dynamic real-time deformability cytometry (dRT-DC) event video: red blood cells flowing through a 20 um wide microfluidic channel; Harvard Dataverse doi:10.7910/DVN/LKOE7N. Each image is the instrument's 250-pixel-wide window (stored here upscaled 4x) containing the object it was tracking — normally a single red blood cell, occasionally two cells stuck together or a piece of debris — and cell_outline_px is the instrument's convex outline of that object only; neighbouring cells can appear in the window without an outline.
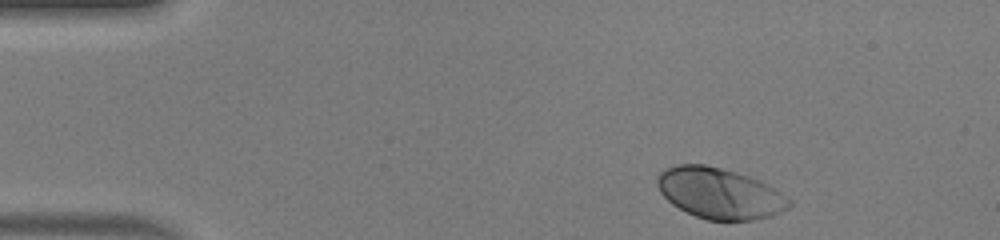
{"species": "human", "species_latin": "Homo sapiens", "temperature_condition": "warm", "stored_images_in_passage": 44, "camera_frame_rate_fps": 3000, "um_per_image_px": 0.085, "donor": {"sex": "male"}, "frame": {"image": 1, "passage_image": 1, "time_ms": 0.0, "image_size_px": [1000, 240], "cell_outline_px": [[792, 204], [788, 208], [772, 216], [752, 220], [708, 220], [696, 216], [672, 204], [660, 192], [656, 184], [656, 176], [660, 172], [676, 164], [704, 164], [736, 172], [760, 180], [776, 188], [792, 200]], "centroid_in_image_um": [61.19, 16.42], "position_along_channel_um": 23.8, "area_um2": 39.13}}
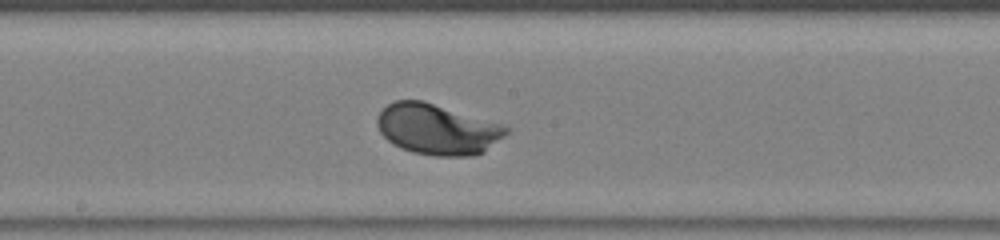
{"frame": {"image": 2, "passage_image": 21, "time_ms": 6.667, "image_size_px": [1000, 240], "cell_outline_px": [[508, 132], [504, 136], [484, 152], [472, 156], [436, 156], [412, 152], [400, 148], [392, 144], [380, 132], [376, 124], [376, 116], [388, 104], [396, 100], [420, 100], [504, 124], [508, 128]], "centroid_in_image_um": [37.16, 11.0], "position_along_channel_um": 211.0, "area_um2": 38.03}}
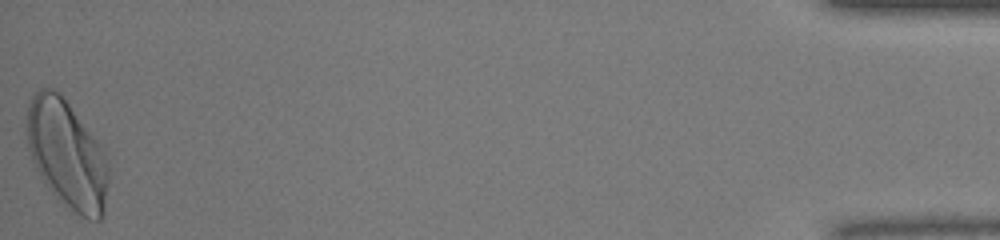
{"frame": {"image": 3, "passage_image": 44, "time_ms": 14.333, "image_size_px": [1000, 240], "cell_outline_px": [[108, 176], [104, 216], [100, 220], [88, 220], [72, 212], [52, 192], [40, 176], [32, 160], [28, 148], [28, 104], [32, 96], [40, 88], [52, 88], [60, 92], [104, 148], [108, 160]], "centroid_in_image_um": [5.73, 13.13], "position_along_channel_um": 429.5, "area_um2": 51.67}, "authors_computed_cell_mechanics": {"area_um2": 37.8301, "velocity_mm_per_s": 4.0985, "shape_relaxation_time_tau1_ms": 1.4861, "shape_relaxation_time_tau2_ms": null, "deformation_change_tau1": 0.1634, "deformation_change_tau2": null}}